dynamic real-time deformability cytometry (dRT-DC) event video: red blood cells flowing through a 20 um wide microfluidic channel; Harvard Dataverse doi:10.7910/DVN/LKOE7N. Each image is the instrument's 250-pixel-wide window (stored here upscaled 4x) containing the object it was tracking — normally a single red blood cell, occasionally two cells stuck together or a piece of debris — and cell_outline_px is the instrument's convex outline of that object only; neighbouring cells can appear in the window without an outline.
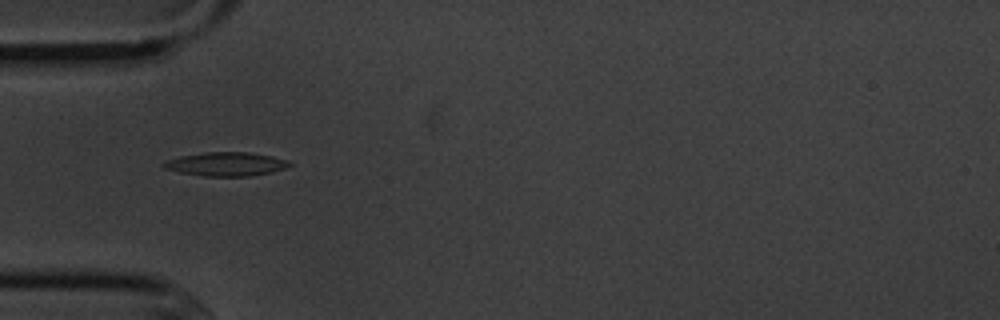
{"species": "common noctule bat (a hibernating species)", "species_latin": "Nyctalus noctula", "temperature_condition": "cold", "stored_images_in_passage": 10, "camera_frame_rate_fps": 3000, "um_per_image_px": 0.085, "animal": {"sex": "male", "body_mass_g": 20.1, "forearm_length_mm": 53.5}, "frame": {"image": 1, "passage_image": 4, "time_ms": 4.333, "image_size_px": [1000, 320], "cell_outline_px": [[292, 164], [284, 168], [272, 172], [248, 176], [204, 176], [180, 172], [164, 168], [160, 164], [168, 160], [180, 156], [204, 152], [248, 152], [272, 156], [288, 160]], "centroid_in_image_um": [19.21, 13.94], "position_along_channel_um": 65.8, "area_um2": 17.34}}
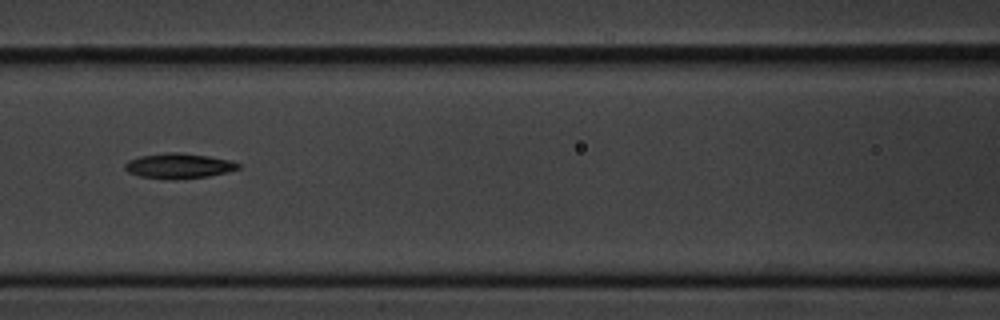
{"frame": {"image": 2, "passage_image": 6, "time_ms": 6.667, "image_size_px": [1000, 320], "cell_outline_px": [[240, 168], [228, 172], [208, 176], [172, 180], [168, 180], [140, 176], [128, 172], [124, 168], [124, 164], [128, 160], [140, 156], [168, 152], [180, 152], [208, 156], [232, 160], [240, 164]], "centroid_in_image_um": [15.19, 14.1], "position_along_channel_um": 151.4, "area_um2": 16.76}}
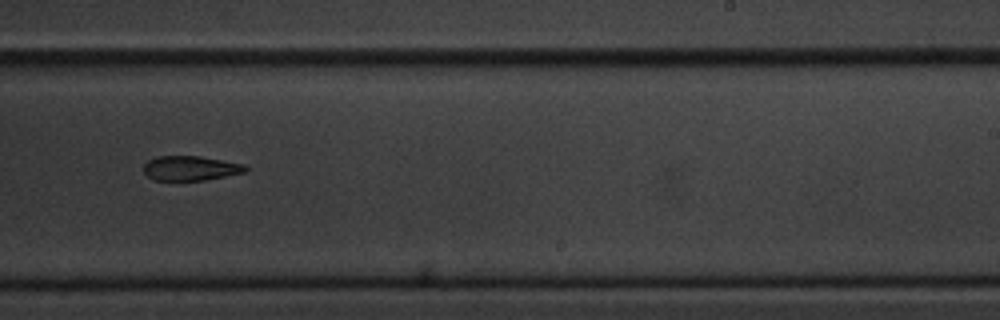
{"frame": {"image": 3, "passage_image": 9, "time_ms": 10.0, "image_size_px": [1000, 320], "cell_outline_px": [[248, 168], [244, 172], [204, 180], [152, 180], [144, 172], [144, 164], [148, 160], [156, 156], [200, 156], [244, 164]], "centroid_in_image_um": [16.16, 14.29], "position_along_channel_um": 272.8, "area_um2": 14.51}}